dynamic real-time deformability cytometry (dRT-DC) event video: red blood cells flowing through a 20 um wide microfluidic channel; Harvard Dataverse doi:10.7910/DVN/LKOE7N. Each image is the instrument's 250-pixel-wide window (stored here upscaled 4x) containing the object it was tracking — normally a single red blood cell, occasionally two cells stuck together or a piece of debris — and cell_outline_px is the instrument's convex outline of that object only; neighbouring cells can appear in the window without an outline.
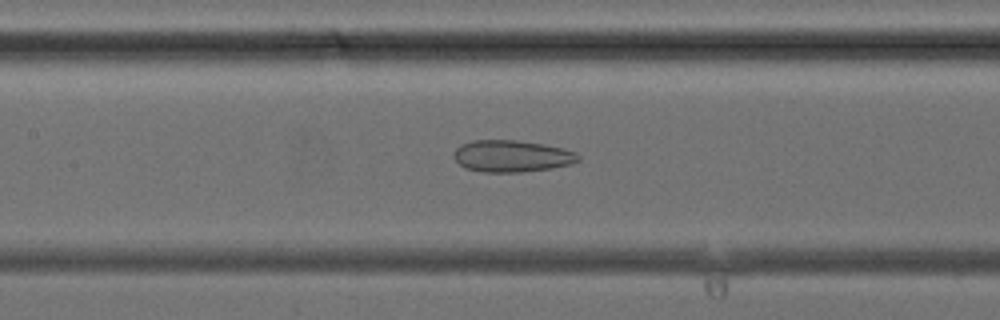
{"species": "common noctule bat (a hibernating species)", "species_latin": "Nyctalus noctula", "temperature_condition": "cold", "stored_images_in_passage": 41, "camera_frame_rate_fps": 3000, "um_per_image_px": 0.085, "animal": {"sex": "female", "body_mass_g": 24.6, "forearm_length_mm": 56.2}, "frame": {"image": 1, "passage_image": 19, "time_ms": 6.0, "image_size_px": [1000, 320], "cell_outline_px": [[580, 160], [572, 164], [552, 168], [520, 172], [484, 172], [464, 168], [452, 156], [452, 152], [460, 144], [476, 140], [516, 140], [544, 144], [564, 148], [576, 152], [580, 156]], "centroid_in_image_um": [43.51, 13.27], "position_along_channel_um": 163.9, "area_um2": 23.29}}
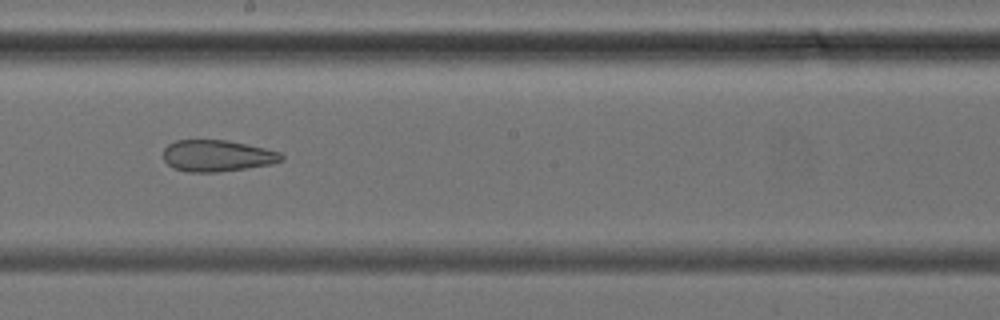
{"frame": {"image": 2, "passage_image": 23, "time_ms": 7.333, "image_size_px": [1000, 320], "cell_outline_px": [[284, 160], [272, 164], [216, 172], [188, 172], [172, 168], [164, 160], [164, 148], [168, 144], [176, 140], [228, 140], [264, 148], [280, 152], [284, 156]], "centroid_in_image_um": [18.45, 13.24], "position_along_channel_um": 229.7, "area_um2": 21.68}}
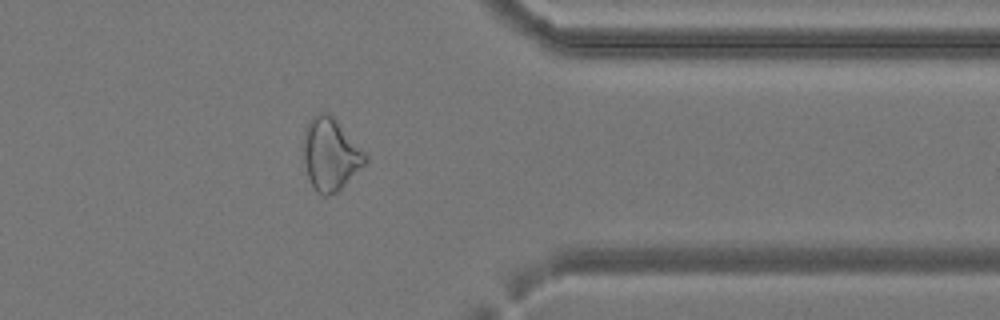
{"frame": {"image": 3, "passage_image": 33, "time_ms": 10.667, "image_size_px": [1000, 320], "cell_outline_px": [[368, 160], [340, 192], [328, 196], [320, 196], [316, 192], [308, 176], [304, 160], [304, 132], [312, 116], [320, 112], [328, 112], [336, 120], [368, 156]], "centroid_in_image_um": [28.1, 13.17], "position_along_channel_um": 383.3, "area_um2": 26.01}}